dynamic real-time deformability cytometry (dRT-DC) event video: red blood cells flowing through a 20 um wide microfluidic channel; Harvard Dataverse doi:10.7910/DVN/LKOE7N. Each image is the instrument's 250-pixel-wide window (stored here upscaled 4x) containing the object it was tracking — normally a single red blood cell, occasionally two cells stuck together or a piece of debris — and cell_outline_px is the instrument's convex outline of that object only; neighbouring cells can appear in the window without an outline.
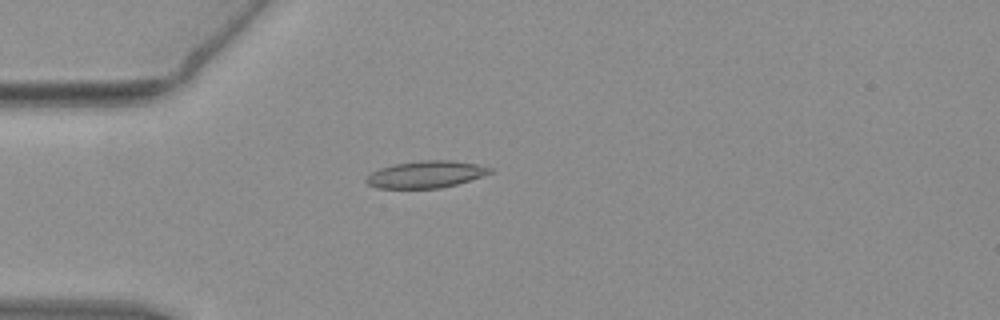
{"species": "common noctule bat (a hibernating species)", "species_latin": "Nyctalus noctula", "temperature_condition": "warm", "stored_images_in_passage": 40, "camera_frame_rate_fps": 3000, "um_per_image_px": 0.085, "animal": {"sex": "female", "body_mass_g": 19.3, "forearm_length_mm": 54.1}, "frame": {"image": 1, "passage_image": 1, "time_ms": 0.0, "image_size_px": [1000, 320], "cell_outline_px": [[492, 172], [456, 184], [440, 188], [376, 188], [368, 184], [364, 180], [372, 172], [380, 168], [392, 164], [420, 160], [452, 160], [476, 164], [492, 168]], "centroid_in_image_um": [36.15, 14.81], "position_along_channel_um": 48.8, "area_um2": 19.31}}
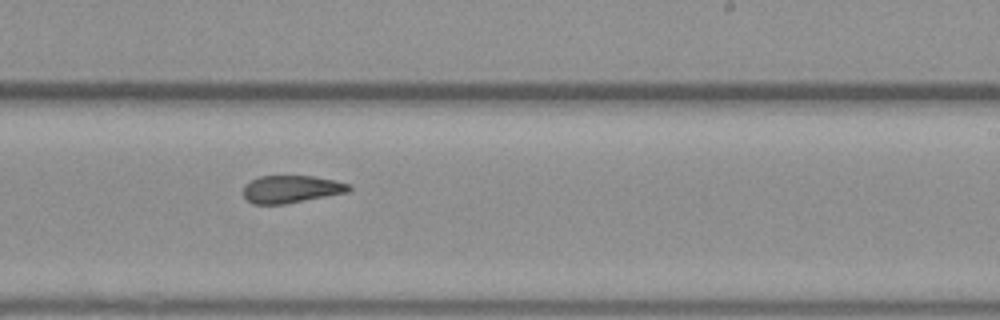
{"frame": {"image": 2, "passage_image": 19, "time_ms": 6.0, "image_size_px": [1000, 320], "cell_outline_px": [[352, 188], [348, 192], [284, 204], [252, 204], [244, 196], [244, 184], [260, 176], [312, 176], [352, 184]], "centroid_in_image_um": [24.76, 16.08], "position_along_channel_um": 264.2, "area_um2": 16.82}}
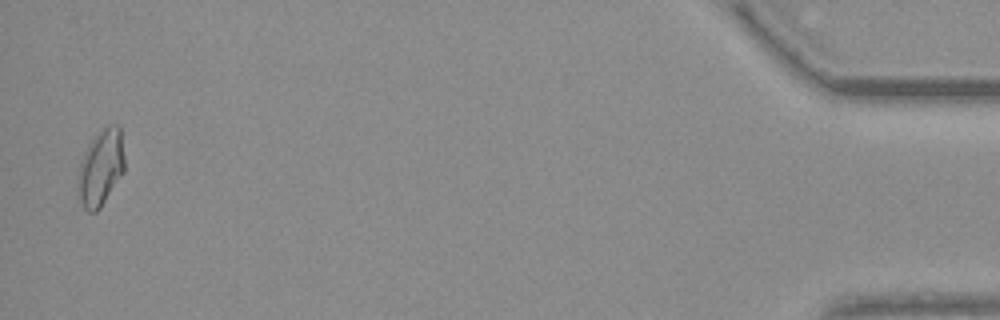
{"frame": {"image": 3, "passage_image": 39, "time_ms": 12.667, "image_size_px": [1000, 320], "cell_outline_px": [[124, 172], [100, 208], [96, 212], [88, 212], [84, 208], [80, 200], [76, 176], [80, 164], [88, 144], [108, 124], [116, 124], [120, 128], [124, 156]], "centroid_in_image_um": [8.56, 14.27], "position_along_channel_um": 426.6, "area_um2": 20.58}, "authors_computed_cell_mechanics": {"area_um2": 17.918, "velocity_mm_per_s": 3.8318, "shape_relaxation_time_tau1_ms": null, "shape_relaxation_time_tau2_ms": 3.0334, "deformation_change_tau1": null, "deformation_change_tau2": 0.1071}}